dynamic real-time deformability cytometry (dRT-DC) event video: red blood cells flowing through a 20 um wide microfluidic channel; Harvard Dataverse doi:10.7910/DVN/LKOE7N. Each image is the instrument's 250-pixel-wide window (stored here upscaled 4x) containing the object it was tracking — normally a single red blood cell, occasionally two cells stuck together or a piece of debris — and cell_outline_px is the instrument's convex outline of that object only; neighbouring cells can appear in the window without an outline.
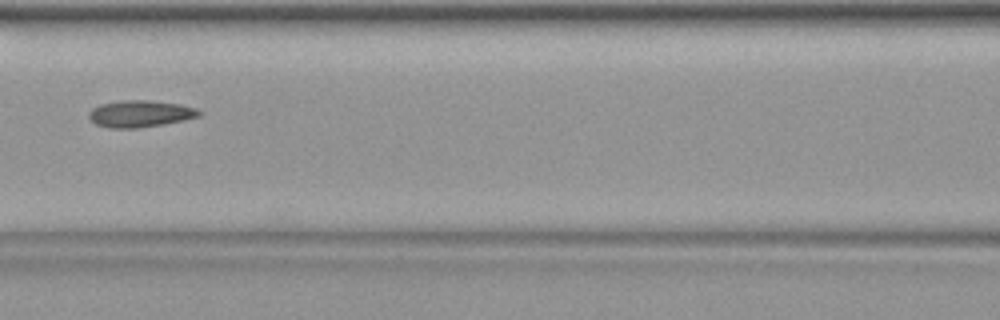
{"species": "common noctule bat (a hibernating species)", "species_latin": "Nyctalus noctula", "temperature_condition": "warm", "stored_images_in_passage": 42, "camera_frame_rate_fps": 3000, "um_per_image_px": 0.085, "animal": {"sex": "female", "body_mass_g": 19.9}, "frame": {"image": 1, "passage_image": 19, "time_ms": 6.0, "image_size_px": [1000, 320], "cell_outline_px": [[200, 116], [184, 120], [164, 124], [140, 128], [108, 128], [96, 124], [88, 116], [88, 112], [92, 108], [100, 104], [124, 100], [148, 100], [180, 104], [196, 108], [200, 112]], "centroid_in_image_um": [11.9, 9.67], "position_along_channel_um": 154.7, "area_um2": 17.22}}
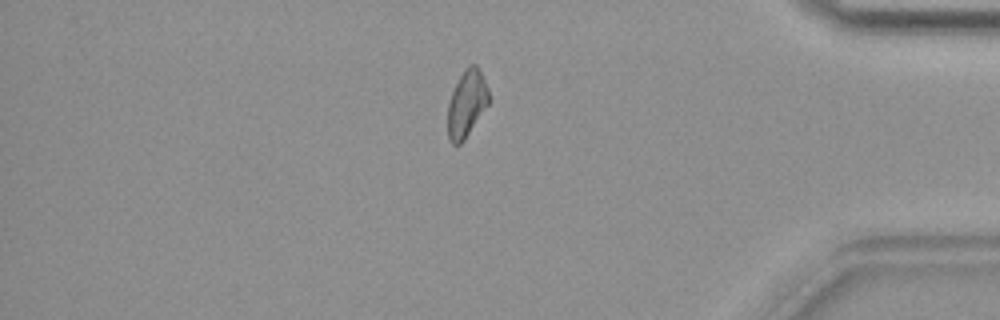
{"frame": {"image": 2, "passage_image": 36, "time_ms": 11.667, "image_size_px": [1000, 320], "cell_outline_px": [[488, 104], [464, 140], [460, 144], [452, 144], [448, 140], [448, 104], [452, 92], [460, 76], [468, 64], [476, 64], [488, 88]], "centroid_in_image_um": [39.65, 8.82], "position_along_channel_um": 395.6, "area_um2": 15.66}}